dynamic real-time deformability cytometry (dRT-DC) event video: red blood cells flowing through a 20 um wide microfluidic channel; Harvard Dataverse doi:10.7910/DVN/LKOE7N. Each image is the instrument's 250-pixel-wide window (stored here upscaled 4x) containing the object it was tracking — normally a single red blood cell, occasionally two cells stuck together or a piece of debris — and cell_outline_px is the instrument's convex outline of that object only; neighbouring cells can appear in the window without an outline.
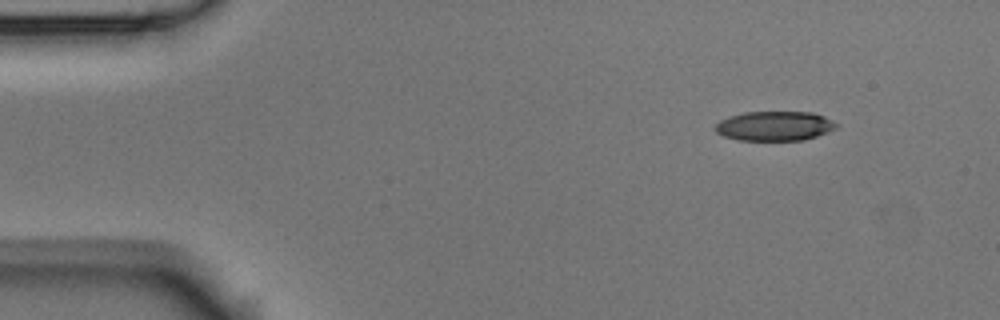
{"species": "Egyptian fruit bat (a non-hibernating species)", "species_latin": "Rousettus aegyptiacus", "temperature_condition": "room temperature", "stored_images_in_passage": 4, "camera_frame_rate_fps": 3000, "um_per_image_px": 0.085, "animal": {"sex": "male"}, "frame": {"image": 1, "passage_image": 1, "time_ms": 0.0, "image_size_px": [1000, 320], "cell_outline_px": [[840, 124], [836, 128], [828, 132], [804, 140], [736, 140], [724, 136], [716, 132], [716, 124], [720, 120], [728, 116], [744, 112], [812, 112], [824, 116]], "centroid_in_image_um": [65.85, 10.7], "position_along_channel_um": 19.1, "area_um2": 20.92}}
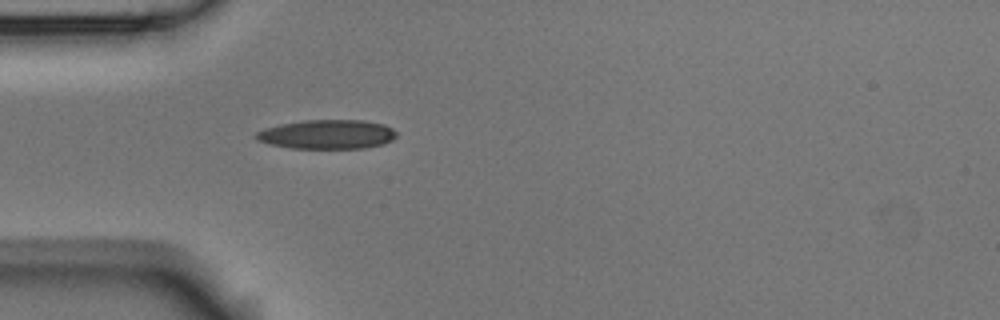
{"frame": {"image": 2, "passage_image": 4, "time_ms": 3.333, "image_size_px": [1000, 320], "cell_outline_px": [[396, 136], [392, 140], [384, 144], [364, 148], [292, 148], [268, 144], [256, 140], [252, 136], [256, 132], [264, 128], [280, 124], [308, 120], [360, 120], [384, 124], [392, 128], [396, 132]], "centroid_in_image_um": [27.78, 11.42], "position_along_channel_um": 57.2, "area_um2": 23.99}}